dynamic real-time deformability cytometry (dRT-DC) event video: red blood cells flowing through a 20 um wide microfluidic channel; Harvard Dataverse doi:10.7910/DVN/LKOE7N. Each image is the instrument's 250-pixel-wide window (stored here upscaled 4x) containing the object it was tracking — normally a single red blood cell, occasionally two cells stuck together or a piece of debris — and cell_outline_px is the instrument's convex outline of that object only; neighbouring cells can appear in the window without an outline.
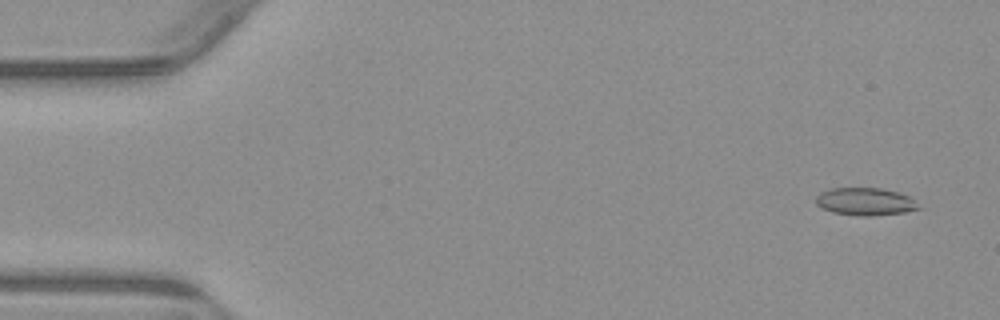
{"species": "common noctule bat (a hibernating species)", "species_latin": "Nyctalus noctula", "temperature_condition": "warm", "stored_images_in_passage": 54, "camera_frame_rate_fps": 3000, "um_per_image_px": 0.085, "animal": {"sex": "male", "body_mass_g": 23.1, "forearm_length_mm": 52.7}, "frame": {"image": 1, "passage_image": 3, "time_ms": 0.667, "image_size_px": [1000, 320], "cell_outline_px": [[924, 208], [904, 212], [872, 216], [860, 216], [832, 212], [820, 208], [816, 204], [816, 196], [820, 192], [832, 188], [880, 188], [900, 192], [908, 196]], "centroid_in_image_um": [73.55, 17.14], "position_along_channel_um": 11.4, "area_um2": 16.7}}
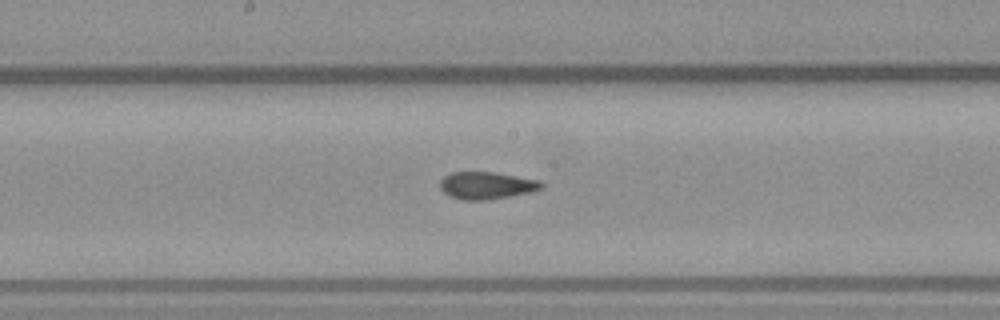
{"frame": {"image": 2, "passage_image": 28, "time_ms": 9.0, "image_size_px": [1000, 320], "cell_outline_px": [[544, 188], [532, 192], [488, 200], [464, 200], [448, 196], [440, 188], [440, 180], [444, 176], [452, 172], [492, 172], [540, 180], [544, 184]], "centroid_in_image_um": [41.37, 15.77], "position_along_channel_um": 206.8, "area_um2": 16.24}}
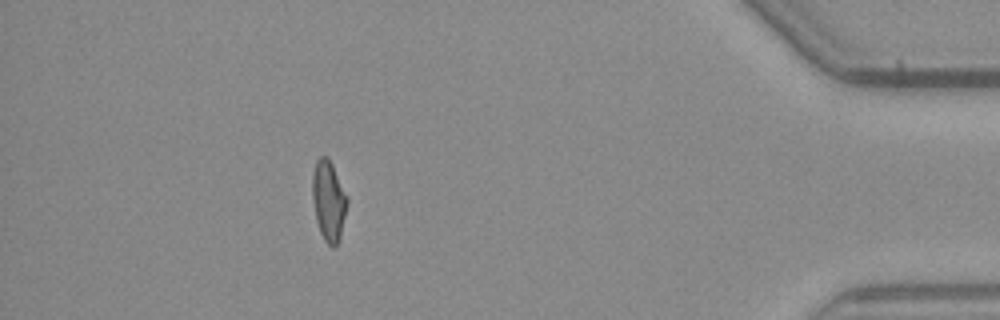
{"frame": {"image": 3, "passage_image": 48, "time_ms": 15.667, "image_size_px": [1000, 320], "cell_outline_px": [[348, 200], [340, 236], [336, 248], [332, 248], [324, 240], [320, 232], [316, 220], [312, 200], [312, 176], [316, 160], [320, 156], [328, 156], [348, 196]], "centroid_in_image_um": [27.92, 17.05], "position_along_channel_um": 407.3, "area_um2": 16.42}, "authors_computed_cell_mechanics": {"area_um2": 16.5019, "velocity_mm_per_s": 3.8635, "shape_relaxation_time_tau1_ms": null, "shape_relaxation_time_tau2_ms": 1.3953, "deformation_change_tau1": null, "deformation_change_tau2": 0.0824}}